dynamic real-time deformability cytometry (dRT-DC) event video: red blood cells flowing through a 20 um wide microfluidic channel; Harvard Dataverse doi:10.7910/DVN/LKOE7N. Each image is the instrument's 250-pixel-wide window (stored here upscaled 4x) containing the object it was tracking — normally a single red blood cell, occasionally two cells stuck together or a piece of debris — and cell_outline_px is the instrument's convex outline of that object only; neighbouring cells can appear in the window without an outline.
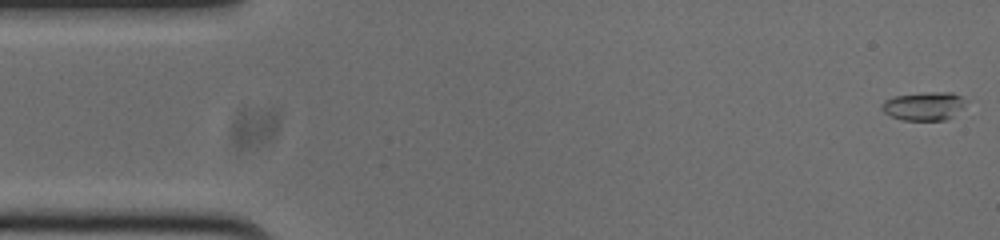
{"species": "common noctule bat (a hibernating species)", "species_latin": "Nyctalus noctula", "temperature_condition": "cold", "stored_images_in_passage": 53, "camera_frame_rate_fps": 3000, "um_per_image_px": 0.085, "animal": {"sex": "male", "body_mass_g": 20.0, "forearm_length_mm": 53.3}, "frame": {"image": 1, "passage_image": 1, "time_ms": 0.0, "image_size_px": [1000, 240], "cell_outline_px": [[964, 108], [948, 120], [904, 120], [888, 116], [880, 108], [880, 104], [884, 100], [892, 96], [924, 92], [952, 92], [960, 96], [964, 100]], "centroid_in_image_um": [78.49, 9.02], "position_along_channel_um": 6.5, "area_um2": 14.22}}
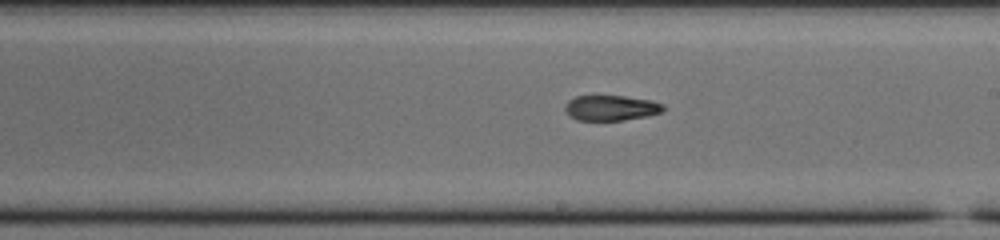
{"frame": {"image": 2, "passage_image": 29, "time_ms": 9.333, "image_size_px": [1000, 240], "cell_outline_px": [[664, 108], [660, 112], [648, 116], [624, 120], [576, 120], [564, 108], [564, 104], [568, 100], [576, 96], [624, 96], [652, 100], [664, 104]], "centroid_in_image_um": [51.95, 9.16], "position_along_channel_um": 237.1, "area_um2": 14.45}}
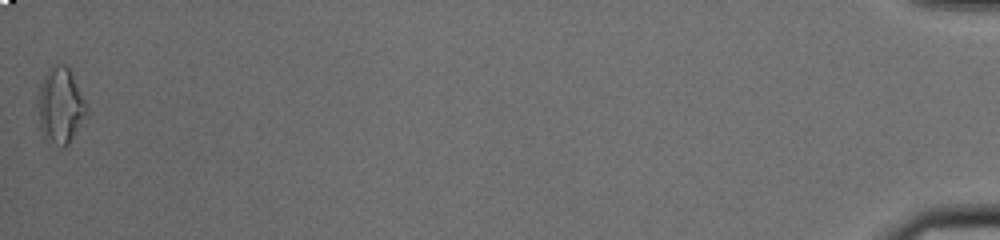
{"frame": {"image": 3, "passage_image": 53, "time_ms": 17.333, "image_size_px": [1000, 240], "cell_outline_px": [[88, 116], [68, 148], [60, 148], [44, 140], [40, 128], [40, 88], [44, 76], [48, 68], [56, 64], [64, 64], [68, 68], [88, 108]], "centroid_in_image_um": [5.18, 9.1], "position_along_channel_um": 430.0, "area_um2": 21.56}, "authors_computed_cell_mechanics": {"area_um2": 15.2592, "velocity_mm_per_s": 3.7797, "shape_relaxation_time_tau1_ms": null, "shape_relaxation_time_tau2_ms": 6.4281, "deformation_change_tau1": null, "deformation_change_tau2": 0.1461}}